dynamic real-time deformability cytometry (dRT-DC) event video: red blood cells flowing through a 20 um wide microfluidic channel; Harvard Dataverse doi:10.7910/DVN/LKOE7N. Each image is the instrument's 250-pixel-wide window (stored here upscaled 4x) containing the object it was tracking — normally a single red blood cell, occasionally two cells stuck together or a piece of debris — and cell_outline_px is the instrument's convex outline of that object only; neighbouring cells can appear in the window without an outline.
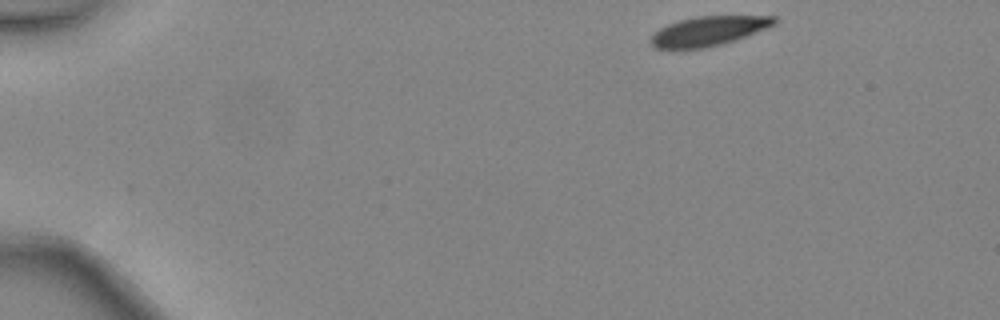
{"species": "common noctule bat (a hibernating species)", "species_latin": "Nyctalus noctula", "temperature_condition": "warm", "stored_images_in_passage": 41, "camera_frame_rate_fps": 3000, "um_per_image_px": 0.085, "animal": {"sex": "female", "body_mass_g": 24.6, "forearm_length_mm": 56.2}, "frame": {"image": 1, "passage_image": 1, "time_ms": 0.0, "image_size_px": [1000, 320], "cell_outline_px": [[776, 24], [724, 44], [704, 48], [652, 48], [648, 44], [648, 40], [660, 28], [668, 24], [680, 20], [700, 16], [776, 16]], "centroid_in_image_um": [60.18, 2.65], "position_along_channel_um": 24.8, "area_um2": 21.04}}
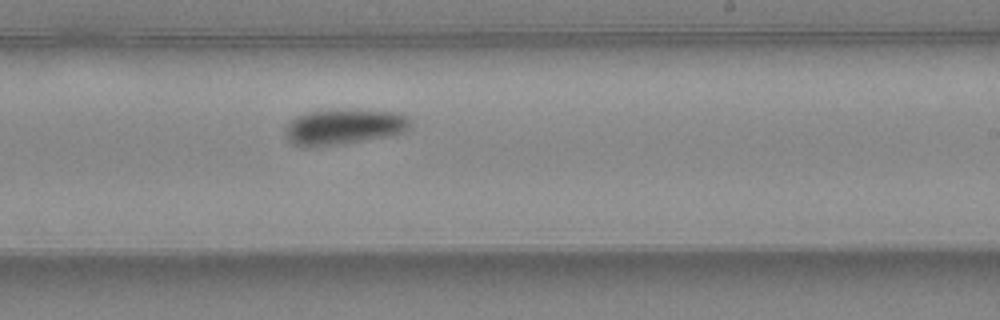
{"frame": {"image": 2, "passage_image": 24, "time_ms": 7.667, "image_size_px": [1000, 320], "cell_outline_px": [[412, 128], [404, 132], [392, 136], [344, 144], [308, 148], [304, 148], [292, 144], [284, 136], [284, 128], [296, 116], [308, 112], [348, 108], [396, 112], [408, 116], [412, 120]], "centroid_in_image_um": [29.26, 10.79], "position_along_channel_um": 259.7, "area_um2": 26.99}}
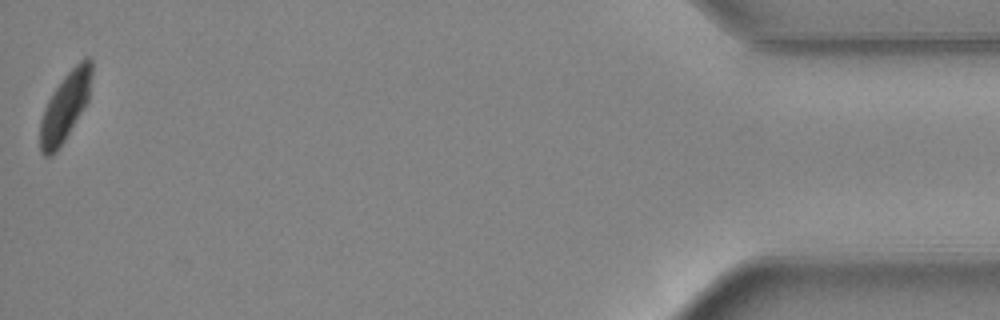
{"frame": {"image": 3, "passage_image": 41, "time_ms": 13.333, "image_size_px": [1000, 320], "cell_outline_px": [[92, 76], [88, 100], [64, 140], [56, 152], [52, 156], [44, 156], [40, 152], [40, 120], [44, 108], [48, 100], [64, 76], [84, 56], [88, 56], [92, 60]], "centroid_in_image_um": [5.54, 9.05], "position_along_channel_um": 429.7, "area_um2": 20.4}, "authors_computed_cell_mechanics": {"area_um2": 24.276, "velocity_mm_per_s": 4.4583, "shape_relaxation_time_tau1_ms": 2.3906, "shape_relaxation_time_tau2_ms": null, "deformation_change_tau1": 0.1065, "deformation_change_tau2": null}}